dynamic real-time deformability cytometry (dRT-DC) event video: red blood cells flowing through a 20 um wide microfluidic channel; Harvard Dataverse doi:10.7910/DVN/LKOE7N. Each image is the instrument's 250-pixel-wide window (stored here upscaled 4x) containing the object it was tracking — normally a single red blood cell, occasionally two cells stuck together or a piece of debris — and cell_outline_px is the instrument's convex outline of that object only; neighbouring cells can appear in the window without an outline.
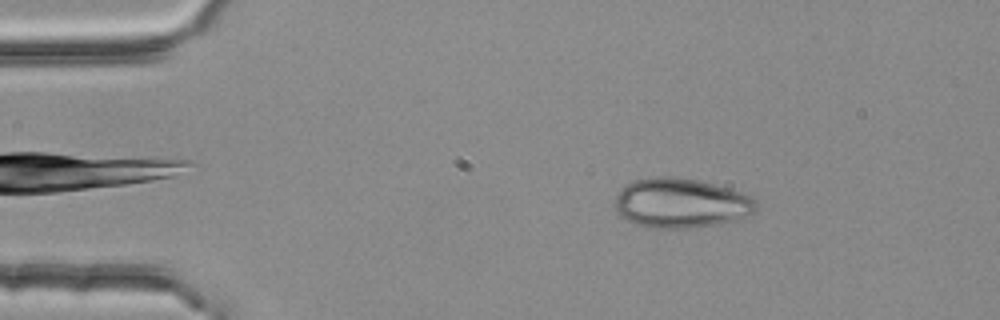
{"species": "common noctule bat (a hibernating species)", "species_latin": "Nyctalus noctula", "temperature_condition": "room temperature", "stored_images_in_passage": 2, "camera_frame_rate_fps": 3000, "um_per_image_px": 0.085, "animal": {"sex": "female", "body_mass_g": 25.1}, "frame": {"image": 1, "passage_image": 1, "time_ms": 0.0, "image_size_px": [1000, 320], "cell_outline_px": [[756, 212], [736, 220], [720, 224], [688, 228], [648, 228], [636, 224], [620, 216], [616, 212], [616, 196], [620, 188], [636, 180], [656, 176], [672, 176], [696, 180], [748, 192], [756, 200]], "centroid_in_image_um": [57.92, 17.26], "position_along_channel_um": 27.1, "area_um2": 41.27}}